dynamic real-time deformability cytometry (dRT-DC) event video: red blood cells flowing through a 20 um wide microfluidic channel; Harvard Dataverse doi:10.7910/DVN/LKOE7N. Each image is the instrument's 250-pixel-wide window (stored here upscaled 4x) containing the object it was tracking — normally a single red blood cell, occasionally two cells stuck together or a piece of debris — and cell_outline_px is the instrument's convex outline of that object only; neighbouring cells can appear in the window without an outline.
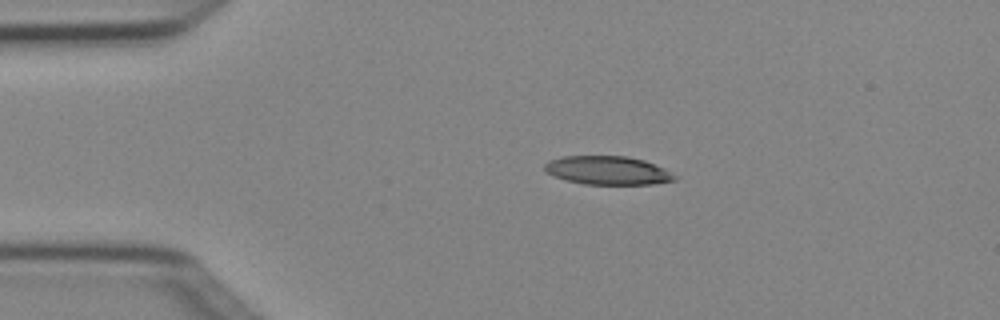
{"species": "Egyptian fruit bat (a non-hibernating species)", "species_latin": "Rousettus aegyptiacus", "temperature_condition": "cold", "stored_images_in_passage": 2, "camera_frame_rate_fps": 3000, "um_per_image_px": 0.085, "animal": {"sex": "female"}, "frame": {"image": 1, "passage_image": 1, "time_ms": 0.0, "image_size_px": [1000, 320], "cell_outline_px": [[680, 176], [676, 180], [652, 184], [584, 184], [552, 176], [544, 168], [544, 164], [548, 160], [560, 156], [628, 156], [644, 160], [664, 168]], "centroid_in_image_um": [51.68, 14.48], "position_along_channel_um": 33.3, "area_um2": 21.79}}